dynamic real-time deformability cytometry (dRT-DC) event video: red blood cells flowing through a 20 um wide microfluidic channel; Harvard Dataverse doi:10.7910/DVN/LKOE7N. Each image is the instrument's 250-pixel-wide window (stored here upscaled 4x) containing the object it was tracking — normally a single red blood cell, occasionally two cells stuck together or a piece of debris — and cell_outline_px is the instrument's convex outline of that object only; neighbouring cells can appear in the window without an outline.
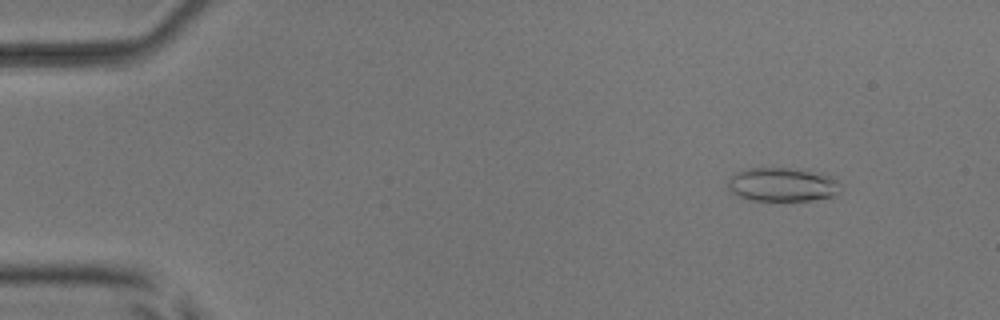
{"species": "common noctule bat (a hibernating species)", "species_latin": "Nyctalus noctula", "temperature_condition": "room temperature", "stored_images_in_passage": 3, "camera_frame_rate_fps": 3000, "um_per_image_px": 0.085, "animal": {"sex": "male", "body_mass_g": 17.9, "forearm_length_mm": 54.2}, "frame": {"image": 1, "passage_image": 1, "time_ms": 0.0, "image_size_px": [1000, 320], "cell_outline_px": [[840, 184], [832, 196], [812, 200], [752, 200], [736, 196], [728, 188], [728, 180], [736, 172], [748, 168], [788, 168], [824, 172], [832, 176]], "centroid_in_image_um": [66.48, 15.67], "position_along_channel_um": 18.5, "area_um2": 22.14}}